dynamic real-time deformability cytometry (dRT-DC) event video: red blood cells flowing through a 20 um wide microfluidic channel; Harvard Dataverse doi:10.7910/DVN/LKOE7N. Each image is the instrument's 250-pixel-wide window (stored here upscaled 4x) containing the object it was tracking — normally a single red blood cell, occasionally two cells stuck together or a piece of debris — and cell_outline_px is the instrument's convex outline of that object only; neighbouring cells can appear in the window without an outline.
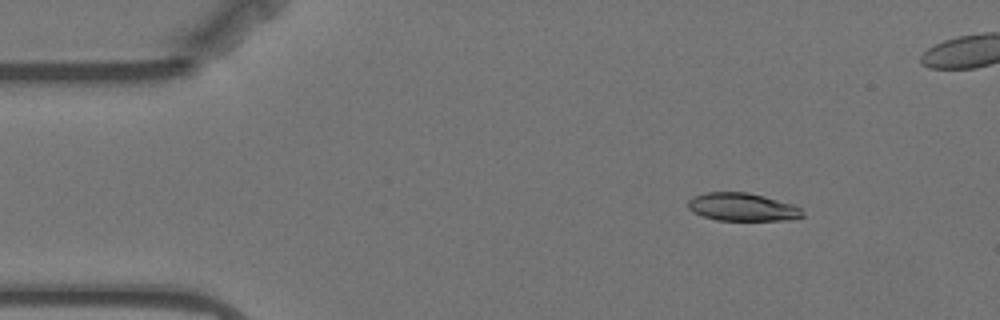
{"species": "Egyptian fruit bat (a non-hibernating species)", "species_latin": "Rousettus aegyptiacus", "temperature_condition": "warm", "stored_images_in_passage": 59, "camera_frame_rate_fps": 3000, "um_per_image_px": 0.085, "animal": {"sex": "female"}, "frame": {"image": 1, "passage_image": 8, "time_ms": 2.333, "image_size_px": [1000, 320], "cell_outline_px": [[804, 216], [788, 220], [716, 220], [692, 212], [688, 208], [688, 200], [696, 196], [708, 192], [748, 192], [764, 196], [792, 204], [800, 208], [804, 212]], "centroid_in_image_um": [63.11, 17.6], "position_along_channel_um": 21.9, "area_um2": 18.55}}
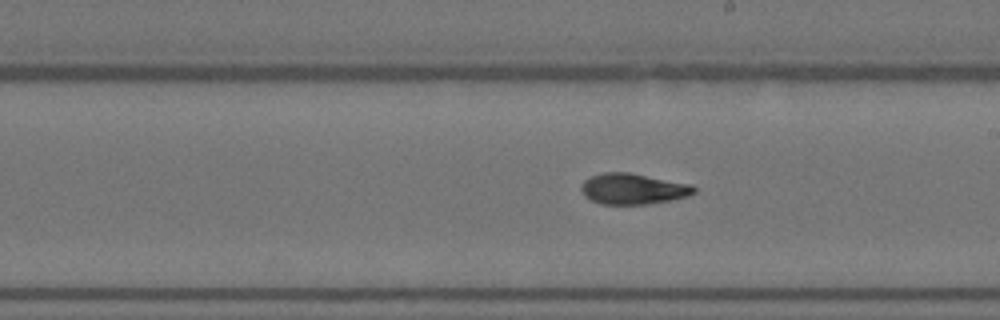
{"frame": {"image": 2, "passage_image": 32, "time_ms": 10.333, "image_size_px": [1000, 320], "cell_outline_px": [[696, 192], [688, 196], [672, 200], [648, 204], [600, 204], [584, 196], [580, 188], [580, 184], [584, 180], [592, 176], [604, 172], [628, 172], [692, 184], [696, 188]], "centroid_in_image_um": [53.81, 16.05], "position_along_channel_um": 235.2, "area_um2": 20.4}}
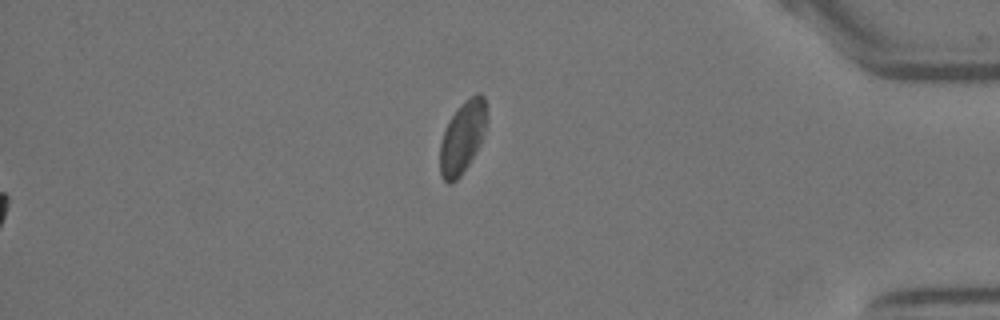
{"frame": {"image": 3, "passage_image": 59, "time_ms": 19.333, "image_size_px": [1000, 320], "cell_outline_px": [[488, 120], [484, 136], [480, 144], [468, 164], [460, 176], [452, 184], [448, 184], [440, 176], [440, 144], [448, 120], [460, 104], [476, 92], [480, 92], [484, 96]], "centroid_in_image_um": [39.32, 11.64], "position_along_channel_um": 395.9, "area_um2": 19.88}, "authors_computed_cell_mechanics": {"area_um2": 19.8832, "velocity_mm_per_s": 3.5225, "shape_relaxation_time_tau1_ms": 10.9801, "shape_relaxation_time_tau2_ms": 4.2295, "deformation_change_tau1": 0.2576, "deformation_change_tau2": 0.1117}}